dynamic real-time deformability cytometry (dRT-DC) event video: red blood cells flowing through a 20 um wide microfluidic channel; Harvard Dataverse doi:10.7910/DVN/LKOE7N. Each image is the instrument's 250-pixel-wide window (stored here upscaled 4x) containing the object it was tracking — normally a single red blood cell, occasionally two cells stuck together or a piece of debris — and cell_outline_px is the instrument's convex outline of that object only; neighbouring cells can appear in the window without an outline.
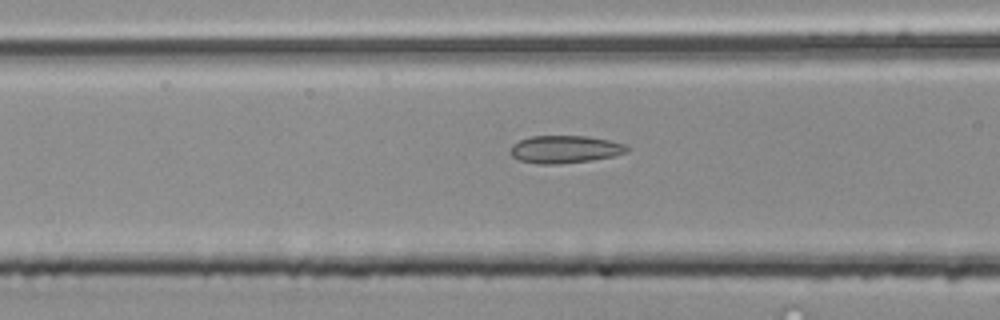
{"species": "common noctule bat (a hibernating species)", "species_latin": "Nyctalus noctula", "temperature_condition": "room temperature", "stored_images_in_passage": 20, "camera_frame_rate_fps": 3000, "um_per_image_px": 0.085, "animal": {"sex": "male", "body_mass_g": 20.4}, "frame": {"image": 1, "passage_image": 15, "time_ms": 4.667, "image_size_px": [1000, 320], "cell_outline_px": [[628, 152], [612, 156], [592, 160], [560, 164], [536, 164], [520, 160], [512, 156], [508, 152], [512, 144], [528, 136], [588, 136], [608, 140], [624, 144], [628, 148]], "centroid_in_image_um": [47.97, 12.69], "position_along_channel_um": 118.6, "area_um2": 18.84}}